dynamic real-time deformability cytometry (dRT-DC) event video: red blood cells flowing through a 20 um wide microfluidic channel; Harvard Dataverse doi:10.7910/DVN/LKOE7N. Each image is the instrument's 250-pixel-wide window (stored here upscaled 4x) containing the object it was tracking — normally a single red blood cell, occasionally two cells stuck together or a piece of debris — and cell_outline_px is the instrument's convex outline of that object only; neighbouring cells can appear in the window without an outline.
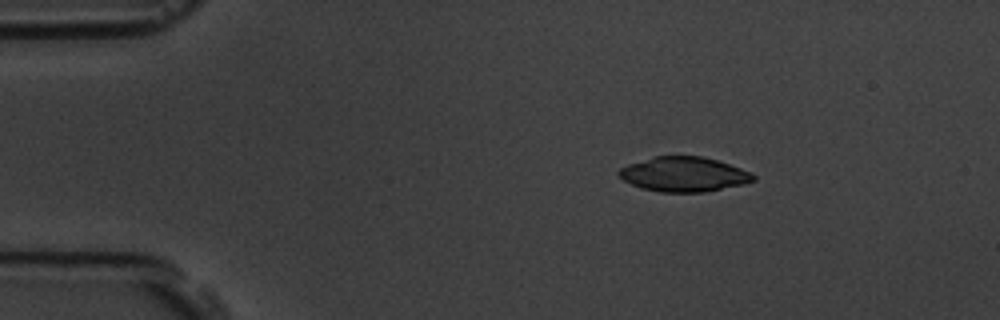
{"species": "common noctule bat (a hibernating species)", "species_latin": "Nyctalus noctula", "temperature_condition": "room temperature", "stored_images_in_passage": 47, "camera_frame_rate_fps": 3000, "um_per_image_px": 0.085, "animal": {"sex": "male", "body_mass_g": 19.5, "forearm_length_mm": 54.6}, "frame": {"image": 1, "passage_image": 1, "time_ms": 0.0, "image_size_px": [1000, 320], "cell_outline_px": [[756, 180], [744, 184], [704, 192], [660, 192], [640, 188], [624, 180], [616, 172], [620, 168], [628, 164], [656, 156], [704, 156], [752, 172], [756, 176]], "centroid_in_image_um": [58.14, 14.82], "position_along_channel_um": 26.9, "area_um2": 27.17}}